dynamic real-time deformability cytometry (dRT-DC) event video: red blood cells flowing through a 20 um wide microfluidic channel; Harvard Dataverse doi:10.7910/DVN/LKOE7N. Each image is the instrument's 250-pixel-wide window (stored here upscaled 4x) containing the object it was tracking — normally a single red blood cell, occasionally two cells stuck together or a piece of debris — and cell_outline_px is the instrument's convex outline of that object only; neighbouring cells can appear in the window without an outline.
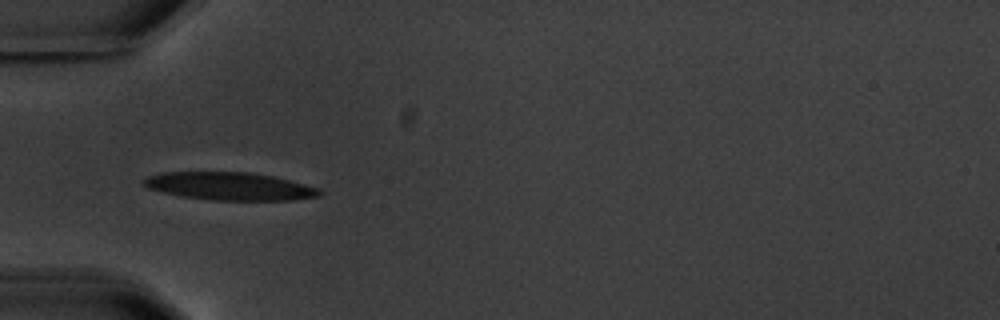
{"species": "common noctule bat (a hibernating species)", "species_latin": "Nyctalus noctula", "temperature_condition": "warm", "stored_images_in_passage": 7, "segment_of_instrument_passage": [2, 2], "camera_frame_rate_fps": 3000, "um_per_image_px": 0.085, "animal": {"sex": "male", "body_mass_g": 20.1, "forearm_length_mm": 53.5}, "frame": {"image": 1, "passage_image": 6, "time_ms": 7.0, "image_size_px": [1000, 320], "cell_outline_px": [[324, 192], [320, 196], [296, 200], [208, 200], [180, 196], [148, 188], [144, 184], [144, 180], [148, 176], [160, 172], [248, 172], [272, 176], [320, 188]], "centroid_in_image_um": [19.55, 15.83], "position_along_channel_um": 65.4, "area_um2": 28.55}}
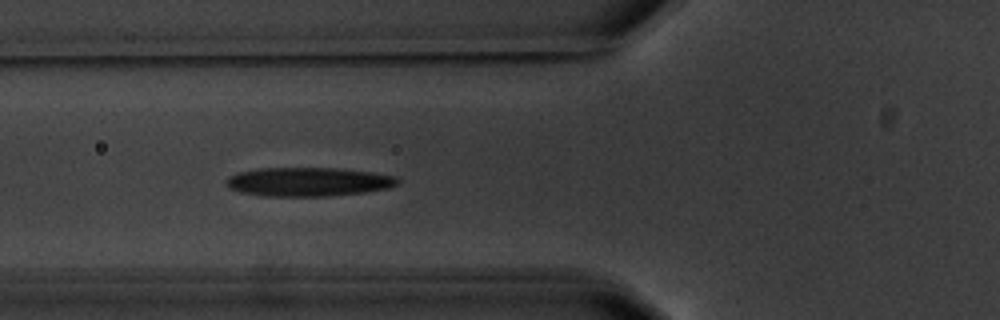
{"frame": {"image": 2, "passage_image": 7, "time_ms": 8.0, "image_size_px": [1000, 320], "cell_outline_px": [[400, 180], [396, 184], [388, 188], [364, 192], [328, 196], [260, 196], [240, 192], [228, 188], [224, 180], [228, 176], [236, 172], [260, 168], [336, 168], [372, 172], [396, 176]], "centroid_in_image_um": [26.14, 15.45], "position_along_channel_um": 99.7, "area_um2": 29.07}}